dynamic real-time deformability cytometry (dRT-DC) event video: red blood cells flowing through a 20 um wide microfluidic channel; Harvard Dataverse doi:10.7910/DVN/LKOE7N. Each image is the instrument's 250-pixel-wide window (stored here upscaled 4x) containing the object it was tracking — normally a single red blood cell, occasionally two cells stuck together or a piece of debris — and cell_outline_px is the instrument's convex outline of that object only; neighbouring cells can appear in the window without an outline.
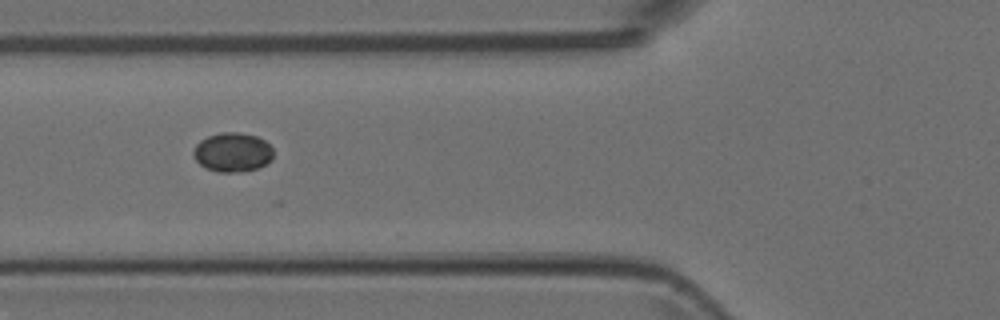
{"species": "Egyptian fruit bat (a non-hibernating species)", "species_latin": "Rousettus aegyptiacus", "temperature_condition": "room temperature", "stored_images_in_passage": 6, "camera_frame_rate_fps": 3000, "um_per_image_px": 0.085, "animal": {"sex": "female"}, "frame": {"image": 1, "passage_image": 5, "time_ms": 1.333, "image_size_px": [1000, 320], "cell_outline_px": [[272, 160], [256, 168], [244, 172], [216, 172], [200, 164], [192, 156], [192, 152], [196, 144], [200, 140], [208, 136], [220, 132], [240, 132], [256, 136], [264, 140], [272, 148]], "centroid_in_image_um": [19.74, 12.94], "position_along_channel_um": 106.1, "area_um2": 18.32}}
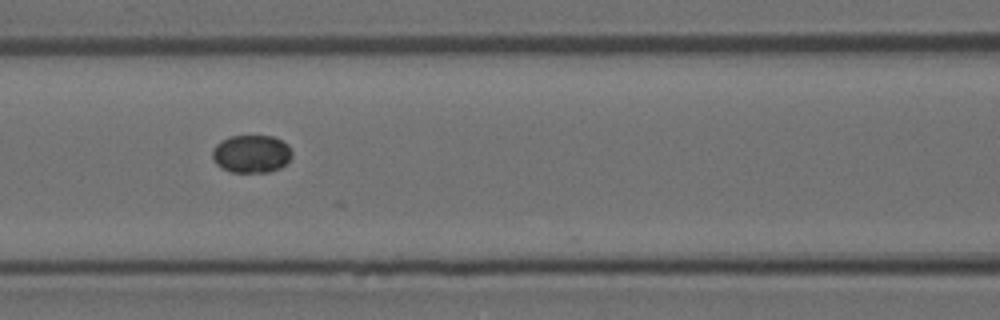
{"frame": {"image": 2, "passage_image": 6, "time_ms": 1.667, "image_size_px": [1000, 320], "cell_outline_px": [[292, 156], [280, 168], [268, 172], [232, 172], [216, 164], [212, 156], [212, 152], [216, 144], [220, 140], [228, 136], [272, 136], [288, 144], [292, 152]], "centroid_in_image_um": [21.36, 13.07], "position_along_channel_um": 145.2, "area_um2": 17.51}}